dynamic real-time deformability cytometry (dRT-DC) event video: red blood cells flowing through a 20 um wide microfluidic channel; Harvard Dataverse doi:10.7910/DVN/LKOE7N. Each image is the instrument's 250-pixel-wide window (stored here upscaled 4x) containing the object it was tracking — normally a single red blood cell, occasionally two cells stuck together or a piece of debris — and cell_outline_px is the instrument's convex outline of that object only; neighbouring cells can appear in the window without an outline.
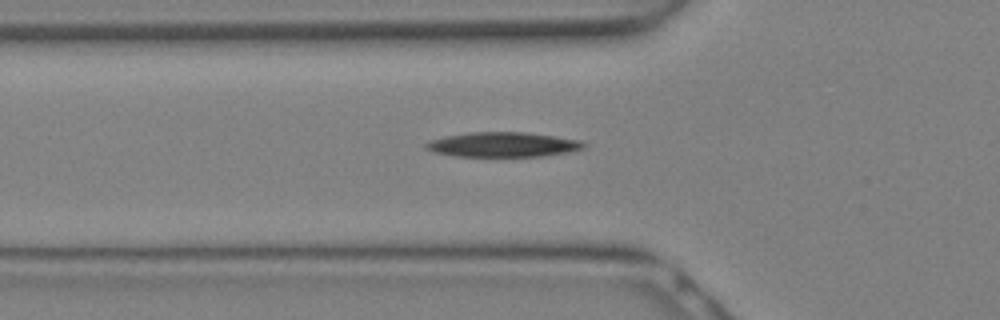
{"species": "Egyptian fruit bat (a non-hibernating species)", "species_latin": "Rousettus aegyptiacus", "temperature_condition": "warm", "stored_images_in_passage": 7, "camera_frame_rate_fps": 3000, "um_per_image_px": 0.085, "animal": {"sex": "female"}, "frame": {"image": 1, "passage_image": 3, "time_ms": 0.667, "image_size_px": [1000, 320], "cell_outline_px": [[588, 144], [584, 148], [572, 152], [540, 156], [452, 156], [432, 152], [424, 148], [424, 144], [428, 140], [444, 136], [468, 132], [524, 132], [580, 140]], "centroid_in_image_um": [42.7, 12.29], "position_along_channel_um": 83.1, "area_um2": 23.0}}
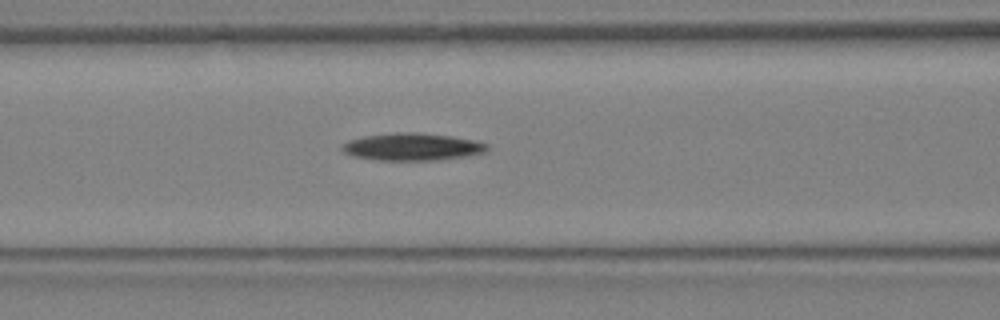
{"frame": {"image": 2, "passage_image": 5, "time_ms": 1.333, "image_size_px": [1000, 320], "cell_outline_px": [[488, 148], [484, 152], [464, 156], [436, 160], [376, 160], [352, 156], [344, 152], [340, 148], [340, 144], [348, 140], [364, 136], [392, 132], [416, 132], [452, 136], [476, 140], [488, 144]], "centroid_in_image_um": [34.99, 12.47], "position_along_channel_um": 131.6, "area_um2": 23.29}}
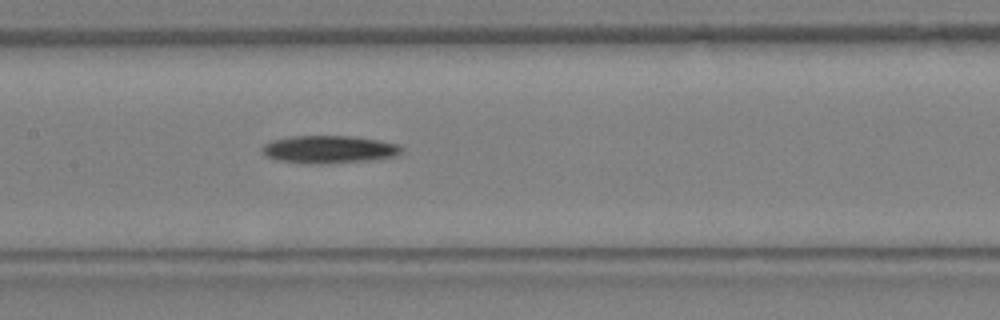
{"frame": {"image": 3, "passage_image": 7, "time_ms": 2.0, "image_size_px": [1000, 320], "cell_outline_px": [[404, 152], [396, 156], [368, 160], [280, 160], [264, 156], [260, 148], [264, 144], [272, 140], [292, 136], [352, 136], [380, 140], [400, 144], [404, 148]], "centroid_in_image_um": [28.04, 12.62], "position_along_channel_um": 179.4, "area_um2": 21.27}}